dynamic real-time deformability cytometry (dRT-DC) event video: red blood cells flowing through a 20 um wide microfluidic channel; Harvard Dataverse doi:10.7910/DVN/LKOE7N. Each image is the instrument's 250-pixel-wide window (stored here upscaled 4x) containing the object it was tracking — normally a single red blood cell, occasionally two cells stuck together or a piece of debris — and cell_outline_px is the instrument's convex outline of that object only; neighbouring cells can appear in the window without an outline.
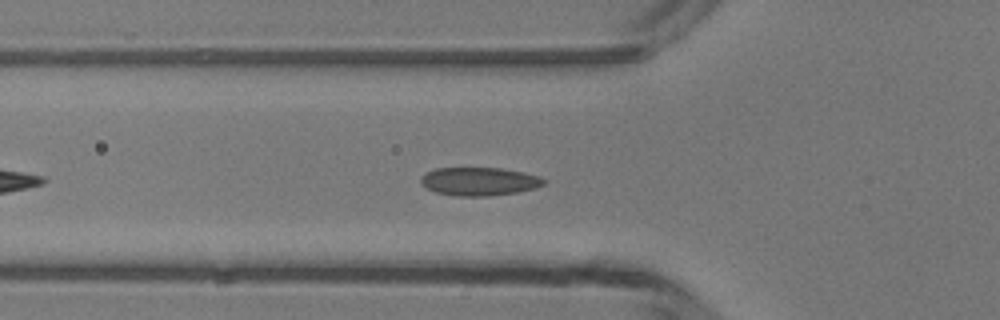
{"species": "common noctule bat (a hibernating species)", "species_latin": "Nyctalus noctula", "temperature_condition": "room temperature", "stored_images_in_passage": 35, "camera_frame_rate_fps": 3000, "um_per_image_px": 0.085, "animal": {"sex": "male", "body_mass_g": 13.3}, "frame": {"image": 1, "passage_image": 2, "time_ms": 0.333, "image_size_px": [1000, 320], "cell_outline_px": [[548, 180], [544, 184], [536, 188], [516, 192], [488, 196], [456, 196], [436, 192], [420, 184], [420, 176], [436, 168], [500, 168], [524, 172], [540, 176]], "centroid_in_image_um": [40.76, 15.42], "position_along_channel_um": 85.0, "area_um2": 20.35}}
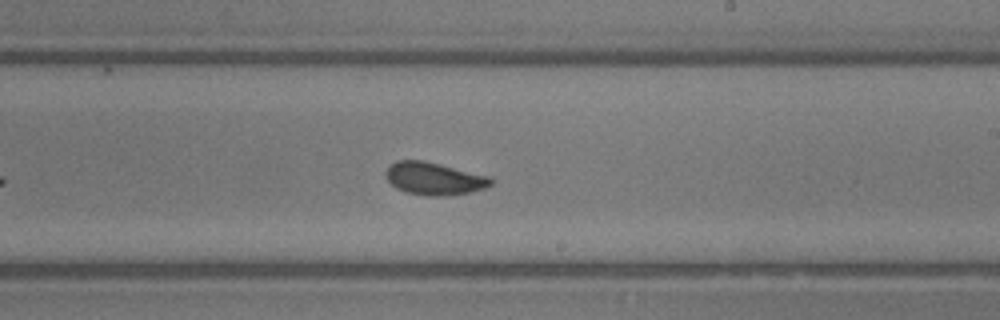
{"frame": {"image": 2, "passage_image": 14, "time_ms": 4.333, "image_size_px": [1000, 320], "cell_outline_px": [[492, 184], [484, 188], [468, 192], [444, 196], [428, 196], [404, 192], [396, 188], [384, 176], [384, 172], [396, 160], [424, 160], [492, 176]], "centroid_in_image_um": [36.9, 15.17], "position_along_channel_um": 252.1, "area_um2": 20.11}}
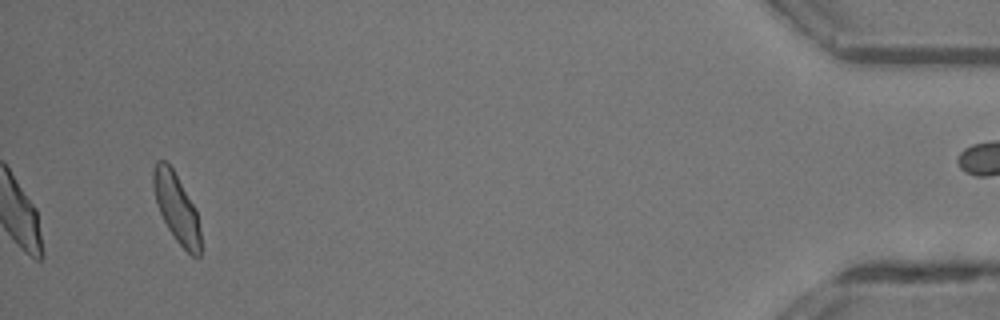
{"frame": {"image": 3, "passage_image": 32, "time_ms": 10.333, "image_size_px": [1000, 320], "cell_outline_px": [[200, 256], [192, 256], [176, 240], [168, 228], [160, 212], [156, 200], [152, 184], [152, 172], [156, 160], [164, 160], [172, 168], [196, 208], [200, 232]], "centroid_in_image_um": [14.99, 17.64], "position_along_channel_um": 420.2, "area_um2": 18.73}}